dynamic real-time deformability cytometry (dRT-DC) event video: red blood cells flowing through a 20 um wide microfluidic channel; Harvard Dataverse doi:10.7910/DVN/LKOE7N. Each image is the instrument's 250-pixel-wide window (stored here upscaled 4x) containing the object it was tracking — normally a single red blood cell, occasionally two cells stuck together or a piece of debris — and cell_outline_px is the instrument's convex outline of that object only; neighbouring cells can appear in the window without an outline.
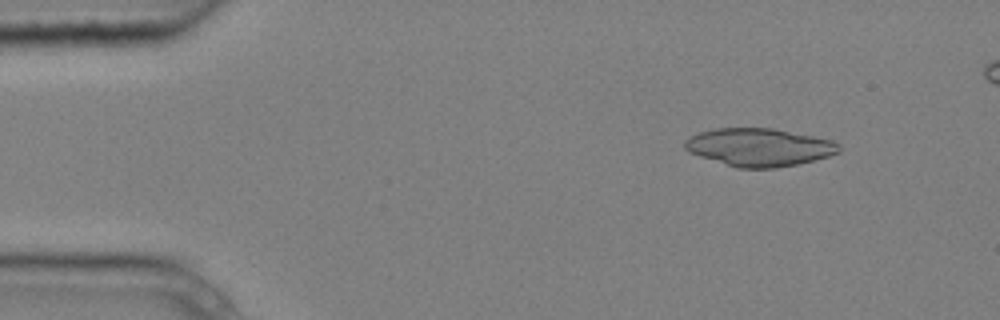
{"species": "common noctule bat (a hibernating species)", "species_latin": "Nyctalus noctula", "temperature_condition": "cold", "stored_images_in_passage": 8, "camera_frame_rate_fps": 3000, "um_per_image_px": 0.085, "animal": {"sex": "male", "body_mass_g": 20.4}, "frame": {"image": 1, "passage_image": 2, "time_ms": 0.333, "image_size_px": [1000, 320], "cell_outline_px": [[840, 152], [816, 160], [800, 164], [776, 168], [736, 168], [688, 152], [684, 148], [684, 140], [688, 136], [700, 132], [716, 128], [772, 128], [832, 140], [840, 144]], "centroid_in_image_um": [64.52, 12.52], "position_along_channel_um": 20.5, "area_um2": 34.22}}